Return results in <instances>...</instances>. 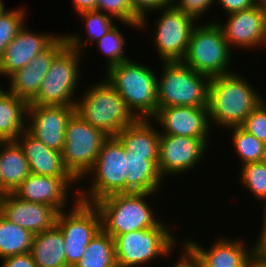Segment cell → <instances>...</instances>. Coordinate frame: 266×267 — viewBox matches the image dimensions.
I'll return each mask as SVG.
<instances>
[{
    "label": "cell",
    "instance_id": "obj_49",
    "mask_svg": "<svg viewBox=\"0 0 266 267\" xmlns=\"http://www.w3.org/2000/svg\"><path fill=\"white\" fill-rule=\"evenodd\" d=\"M257 4H259L260 2L264 1V0H254Z\"/></svg>",
    "mask_w": 266,
    "mask_h": 267
},
{
    "label": "cell",
    "instance_id": "obj_27",
    "mask_svg": "<svg viewBox=\"0 0 266 267\" xmlns=\"http://www.w3.org/2000/svg\"><path fill=\"white\" fill-rule=\"evenodd\" d=\"M28 102L8 90L0 94V138L16 140L26 129Z\"/></svg>",
    "mask_w": 266,
    "mask_h": 267
},
{
    "label": "cell",
    "instance_id": "obj_28",
    "mask_svg": "<svg viewBox=\"0 0 266 267\" xmlns=\"http://www.w3.org/2000/svg\"><path fill=\"white\" fill-rule=\"evenodd\" d=\"M74 267H117L114 238L100 229Z\"/></svg>",
    "mask_w": 266,
    "mask_h": 267
},
{
    "label": "cell",
    "instance_id": "obj_42",
    "mask_svg": "<svg viewBox=\"0 0 266 267\" xmlns=\"http://www.w3.org/2000/svg\"><path fill=\"white\" fill-rule=\"evenodd\" d=\"M77 13L96 10L97 0H72Z\"/></svg>",
    "mask_w": 266,
    "mask_h": 267
},
{
    "label": "cell",
    "instance_id": "obj_16",
    "mask_svg": "<svg viewBox=\"0 0 266 267\" xmlns=\"http://www.w3.org/2000/svg\"><path fill=\"white\" fill-rule=\"evenodd\" d=\"M152 119L158 121L157 123L164 129L160 134L194 138H208L209 135L208 107H162L157 109Z\"/></svg>",
    "mask_w": 266,
    "mask_h": 267
},
{
    "label": "cell",
    "instance_id": "obj_12",
    "mask_svg": "<svg viewBox=\"0 0 266 267\" xmlns=\"http://www.w3.org/2000/svg\"><path fill=\"white\" fill-rule=\"evenodd\" d=\"M162 15L157 20L155 47L164 62L182 61L186 55L190 34L195 19L176 9L173 5L160 9Z\"/></svg>",
    "mask_w": 266,
    "mask_h": 267
},
{
    "label": "cell",
    "instance_id": "obj_17",
    "mask_svg": "<svg viewBox=\"0 0 266 267\" xmlns=\"http://www.w3.org/2000/svg\"><path fill=\"white\" fill-rule=\"evenodd\" d=\"M67 45L64 35L59 37L44 51L38 53L27 66L9 76V92L30 103L39 92L41 83L50 68L53 58Z\"/></svg>",
    "mask_w": 266,
    "mask_h": 267
},
{
    "label": "cell",
    "instance_id": "obj_32",
    "mask_svg": "<svg viewBox=\"0 0 266 267\" xmlns=\"http://www.w3.org/2000/svg\"><path fill=\"white\" fill-rule=\"evenodd\" d=\"M241 183L257 197L264 200L263 214L266 213V164L261 162L248 163L241 168Z\"/></svg>",
    "mask_w": 266,
    "mask_h": 267
},
{
    "label": "cell",
    "instance_id": "obj_22",
    "mask_svg": "<svg viewBox=\"0 0 266 267\" xmlns=\"http://www.w3.org/2000/svg\"><path fill=\"white\" fill-rule=\"evenodd\" d=\"M16 141L23 149L32 174L75 178L66 168L61 153L48 148L27 129L17 137Z\"/></svg>",
    "mask_w": 266,
    "mask_h": 267
},
{
    "label": "cell",
    "instance_id": "obj_50",
    "mask_svg": "<svg viewBox=\"0 0 266 267\" xmlns=\"http://www.w3.org/2000/svg\"><path fill=\"white\" fill-rule=\"evenodd\" d=\"M0 198H1V179H0Z\"/></svg>",
    "mask_w": 266,
    "mask_h": 267
},
{
    "label": "cell",
    "instance_id": "obj_43",
    "mask_svg": "<svg viewBox=\"0 0 266 267\" xmlns=\"http://www.w3.org/2000/svg\"><path fill=\"white\" fill-rule=\"evenodd\" d=\"M254 265L256 267H266V248L259 243L254 253Z\"/></svg>",
    "mask_w": 266,
    "mask_h": 267
},
{
    "label": "cell",
    "instance_id": "obj_23",
    "mask_svg": "<svg viewBox=\"0 0 266 267\" xmlns=\"http://www.w3.org/2000/svg\"><path fill=\"white\" fill-rule=\"evenodd\" d=\"M125 154V193L156 192L162 182L158 170L159 156H139L126 150Z\"/></svg>",
    "mask_w": 266,
    "mask_h": 267
},
{
    "label": "cell",
    "instance_id": "obj_34",
    "mask_svg": "<svg viewBox=\"0 0 266 267\" xmlns=\"http://www.w3.org/2000/svg\"><path fill=\"white\" fill-rule=\"evenodd\" d=\"M125 36L121 33L117 26L100 38L96 43L99 45L101 52L108 57L107 69L118 65L121 62L128 61V57L124 55Z\"/></svg>",
    "mask_w": 266,
    "mask_h": 267
},
{
    "label": "cell",
    "instance_id": "obj_51",
    "mask_svg": "<svg viewBox=\"0 0 266 267\" xmlns=\"http://www.w3.org/2000/svg\"><path fill=\"white\" fill-rule=\"evenodd\" d=\"M4 90L2 89V87L0 88V94L3 92Z\"/></svg>",
    "mask_w": 266,
    "mask_h": 267
},
{
    "label": "cell",
    "instance_id": "obj_30",
    "mask_svg": "<svg viewBox=\"0 0 266 267\" xmlns=\"http://www.w3.org/2000/svg\"><path fill=\"white\" fill-rule=\"evenodd\" d=\"M78 14L86 22V32L88 33L87 40H84V43H82V38L79 34H70L65 36L67 39V44L72 49H75L81 53L82 51H84L86 45L89 44L87 42H97L105 34L109 33L111 29L115 26V24L112 21L113 18H111L113 16L103 13L101 11H83Z\"/></svg>",
    "mask_w": 266,
    "mask_h": 267
},
{
    "label": "cell",
    "instance_id": "obj_39",
    "mask_svg": "<svg viewBox=\"0 0 266 267\" xmlns=\"http://www.w3.org/2000/svg\"><path fill=\"white\" fill-rule=\"evenodd\" d=\"M1 267H36L31 253L13 255L2 259Z\"/></svg>",
    "mask_w": 266,
    "mask_h": 267
},
{
    "label": "cell",
    "instance_id": "obj_25",
    "mask_svg": "<svg viewBox=\"0 0 266 267\" xmlns=\"http://www.w3.org/2000/svg\"><path fill=\"white\" fill-rule=\"evenodd\" d=\"M160 131L155 130L149 119H137L123 128L115 137L128 152L139 156H159Z\"/></svg>",
    "mask_w": 266,
    "mask_h": 267
},
{
    "label": "cell",
    "instance_id": "obj_2",
    "mask_svg": "<svg viewBox=\"0 0 266 267\" xmlns=\"http://www.w3.org/2000/svg\"><path fill=\"white\" fill-rule=\"evenodd\" d=\"M105 80L119 93L137 119H150L156 114V73L133 60L121 62L107 70ZM137 112V113H136ZM139 113V114H138Z\"/></svg>",
    "mask_w": 266,
    "mask_h": 267
},
{
    "label": "cell",
    "instance_id": "obj_44",
    "mask_svg": "<svg viewBox=\"0 0 266 267\" xmlns=\"http://www.w3.org/2000/svg\"><path fill=\"white\" fill-rule=\"evenodd\" d=\"M263 226H262V230H261V234H260V243L266 248V213L263 214Z\"/></svg>",
    "mask_w": 266,
    "mask_h": 267
},
{
    "label": "cell",
    "instance_id": "obj_10",
    "mask_svg": "<svg viewBox=\"0 0 266 267\" xmlns=\"http://www.w3.org/2000/svg\"><path fill=\"white\" fill-rule=\"evenodd\" d=\"M82 55L68 44L53 58L39 92L30 104L75 106L73 101L79 76V61Z\"/></svg>",
    "mask_w": 266,
    "mask_h": 267
},
{
    "label": "cell",
    "instance_id": "obj_45",
    "mask_svg": "<svg viewBox=\"0 0 266 267\" xmlns=\"http://www.w3.org/2000/svg\"><path fill=\"white\" fill-rule=\"evenodd\" d=\"M259 5L262 11L263 30L266 37V0L260 2Z\"/></svg>",
    "mask_w": 266,
    "mask_h": 267
},
{
    "label": "cell",
    "instance_id": "obj_3",
    "mask_svg": "<svg viewBox=\"0 0 266 267\" xmlns=\"http://www.w3.org/2000/svg\"><path fill=\"white\" fill-rule=\"evenodd\" d=\"M90 88L75 105V112L87 123L109 137H115L137 120L125 100L106 80Z\"/></svg>",
    "mask_w": 266,
    "mask_h": 267
},
{
    "label": "cell",
    "instance_id": "obj_9",
    "mask_svg": "<svg viewBox=\"0 0 266 267\" xmlns=\"http://www.w3.org/2000/svg\"><path fill=\"white\" fill-rule=\"evenodd\" d=\"M162 221L154 228L140 229L114 237L117 267H134L151 262L156 257L167 256L176 245Z\"/></svg>",
    "mask_w": 266,
    "mask_h": 267
},
{
    "label": "cell",
    "instance_id": "obj_41",
    "mask_svg": "<svg viewBox=\"0 0 266 267\" xmlns=\"http://www.w3.org/2000/svg\"><path fill=\"white\" fill-rule=\"evenodd\" d=\"M183 251L185 252L182 257H180L174 267H198L199 258L193 252V250L185 243Z\"/></svg>",
    "mask_w": 266,
    "mask_h": 267
},
{
    "label": "cell",
    "instance_id": "obj_36",
    "mask_svg": "<svg viewBox=\"0 0 266 267\" xmlns=\"http://www.w3.org/2000/svg\"><path fill=\"white\" fill-rule=\"evenodd\" d=\"M248 133L266 144V102L261 101L241 125Z\"/></svg>",
    "mask_w": 266,
    "mask_h": 267
},
{
    "label": "cell",
    "instance_id": "obj_7",
    "mask_svg": "<svg viewBox=\"0 0 266 267\" xmlns=\"http://www.w3.org/2000/svg\"><path fill=\"white\" fill-rule=\"evenodd\" d=\"M101 130L87 123L76 112L66 124L61 155L66 168L81 180L93 167L103 143L108 139Z\"/></svg>",
    "mask_w": 266,
    "mask_h": 267
},
{
    "label": "cell",
    "instance_id": "obj_21",
    "mask_svg": "<svg viewBox=\"0 0 266 267\" xmlns=\"http://www.w3.org/2000/svg\"><path fill=\"white\" fill-rule=\"evenodd\" d=\"M237 241L219 239L209 250H205L193 240H187L185 243L206 267H251L254 264V253L260 243V236L251 249H247L243 242Z\"/></svg>",
    "mask_w": 266,
    "mask_h": 267
},
{
    "label": "cell",
    "instance_id": "obj_37",
    "mask_svg": "<svg viewBox=\"0 0 266 267\" xmlns=\"http://www.w3.org/2000/svg\"><path fill=\"white\" fill-rule=\"evenodd\" d=\"M177 1V3H176ZM172 5L184 12L185 14L193 17L195 20L199 19L204 12H206L212 3L217 2L216 0H172ZM176 4H175V3Z\"/></svg>",
    "mask_w": 266,
    "mask_h": 267
},
{
    "label": "cell",
    "instance_id": "obj_13",
    "mask_svg": "<svg viewBox=\"0 0 266 267\" xmlns=\"http://www.w3.org/2000/svg\"><path fill=\"white\" fill-rule=\"evenodd\" d=\"M207 144V138L160 134L158 170L161 177L194 168L202 160Z\"/></svg>",
    "mask_w": 266,
    "mask_h": 267
},
{
    "label": "cell",
    "instance_id": "obj_5",
    "mask_svg": "<svg viewBox=\"0 0 266 267\" xmlns=\"http://www.w3.org/2000/svg\"><path fill=\"white\" fill-rule=\"evenodd\" d=\"M157 79L158 109L171 106L208 107L210 77L182 61L164 62Z\"/></svg>",
    "mask_w": 266,
    "mask_h": 267
},
{
    "label": "cell",
    "instance_id": "obj_52",
    "mask_svg": "<svg viewBox=\"0 0 266 267\" xmlns=\"http://www.w3.org/2000/svg\"><path fill=\"white\" fill-rule=\"evenodd\" d=\"M3 141H4V140L0 138V145L2 144Z\"/></svg>",
    "mask_w": 266,
    "mask_h": 267
},
{
    "label": "cell",
    "instance_id": "obj_15",
    "mask_svg": "<svg viewBox=\"0 0 266 267\" xmlns=\"http://www.w3.org/2000/svg\"><path fill=\"white\" fill-rule=\"evenodd\" d=\"M0 213L10 222L29 230L33 235L53 229L59 211L46 204L29 202L6 193L0 198Z\"/></svg>",
    "mask_w": 266,
    "mask_h": 267
},
{
    "label": "cell",
    "instance_id": "obj_26",
    "mask_svg": "<svg viewBox=\"0 0 266 267\" xmlns=\"http://www.w3.org/2000/svg\"><path fill=\"white\" fill-rule=\"evenodd\" d=\"M30 253L36 267H68L64 235L57 226L34 234Z\"/></svg>",
    "mask_w": 266,
    "mask_h": 267
},
{
    "label": "cell",
    "instance_id": "obj_4",
    "mask_svg": "<svg viewBox=\"0 0 266 267\" xmlns=\"http://www.w3.org/2000/svg\"><path fill=\"white\" fill-rule=\"evenodd\" d=\"M152 193H118L102 198L93 204L101 218V229L112 238L123 233L154 228L161 221L144 200Z\"/></svg>",
    "mask_w": 266,
    "mask_h": 267
},
{
    "label": "cell",
    "instance_id": "obj_19",
    "mask_svg": "<svg viewBox=\"0 0 266 267\" xmlns=\"http://www.w3.org/2000/svg\"><path fill=\"white\" fill-rule=\"evenodd\" d=\"M76 178H58L30 174L13 194L25 201L37 202L62 211L67 203L68 188Z\"/></svg>",
    "mask_w": 266,
    "mask_h": 267
},
{
    "label": "cell",
    "instance_id": "obj_29",
    "mask_svg": "<svg viewBox=\"0 0 266 267\" xmlns=\"http://www.w3.org/2000/svg\"><path fill=\"white\" fill-rule=\"evenodd\" d=\"M33 234L0 213V258L26 254L31 251Z\"/></svg>",
    "mask_w": 266,
    "mask_h": 267
},
{
    "label": "cell",
    "instance_id": "obj_11",
    "mask_svg": "<svg viewBox=\"0 0 266 267\" xmlns=\"http://www.w3.org/2000/svg\"><path fill=\"white\" fill-rule=\"evenodd\" d=\"M74 203L68 215L64 210L59 212L56 223L64 235L68 267L76 265L89 242L101 229L100 214L94 204L78 198Z\"/></svg>",
    "mask_w": 266,
    "mask_h": 267
},
{
    "label": "cell",
    "instance_id": "obj_38",
    "mask_svg": "<svg viewBox=\"0 0 266 267\" xmlns=\"http://www.w3.org/2000/svg\"><path fill=\"white\" fill-rule=\"evenodd\" d=\"M133 10L141 17L139 26H146V12L149 10H159L172 5V0H130Z\"/></svg>",
    "mask_w": 266,
    "mask_h": 267
},
{
    "label": "cell",
    "instance_id": "obj_40",
    "mask_svg": "<svg viewBox=\"0 0 266 267\" xmlns=\"http://www.w3.org/2000/svg\"><path fill=\"white\" fill-rule=\"evenodd\" d=\"M226 13L247 10L257 3L254 0H217Z\"/></svg>",
    "mask_w": 266,
    "mask_h": 267
},
{
    "label": "cell",
    "instance_id": "obj_8",
    "mask_svg": "<svg viewBox=\"0 0 266 267\" xmlns=\"http://www.w3.org/2000/svg\"><path fill=\"white\" fill-rule=\"evenodd\" d=\"M90 173L95 176L90 191L79 190V200L93 204L107 196L125 193L126 154L123 144L116 137H108L103 143L93 167L86 175Z\"/></svg>",
    "mask_w": 266,
    "mask_h": 267
},
{
    "label": "cell",
    "instance_id": "obj_6",
    "mask_svg": "<svg viewBox=\"0 0 266 267\" xmlns=\"http://www.w3.org/2000/svg\"><path fill=\"white\" fill-rule=\"evenodd\" d=\"M231 49L216 21L194 26L186 55L182 62L210 78L231 72ZM229 70V71H228Z\"/></svg>",
    "mask_w": 266,
    "mask_h": 267
},
{
    "label": "cell",
    "instance_id": "obj_48",
    "mask_svg": "<svg viewBox=\"0 0 266 267\" xmlns=\"http://www.w3.org/2000/svg\"><path fill=\"white\" fill-rule=\"evenodd\" d=\"M198 267H206L199 259Z\"/></svg>",
    "mask_w": 266,
    "mask_h": 267
},
{
    "label": "cell",
    "instance_id": "obj_18",
    "mask_svg": "<svg viewBox=\"0 0 266 267\" xmlns=\"http://www.w3.org/2000/svg\"><path fill=\"white\" fill-rule=\"evenodd\" d=\"M226 24L218 25L229 47L254 48L266 42L263 30L262 11L259 4L228 14Z\"/></svg>",
    "mask_w": 266,
    "mask_h": 267
},
{
    "label": "cell",
    "instance_id": "obj_14",
    "mask_svg": "<svg viewBox=\"0 0 266 267\" xmlns=\"http://www.w3.org/2000/svg\"><path fill=\"white\" fill-rule=\"evenodd\" d=\"M74 112L75 106L29 103L27 116L31 117V123H27L26 129L48 148L61 153L65 142L66 124Z\"/></svg>",
    "mask_w": 266,
    "mask_h": 267
},
{
    "label": "cell",
    "instance_id": "obj_33",
    "mask_svg": "<svg viewBox=\"0 0 266 267\" xmlns=\"http://www.w3.org/2000/svg\"><path fill=\"white\" fill-rule=\"evenodd\" d=\"M24 9H4L0 13V58L4 55L6 47L24 26Z\"/></svg>",
    "mask_w": 266,
    "mask_h": 267
},
{
    "label": "cell",
    "instance_id": "obj_47",
    "mask_svg": "<svg viewBox=\"0 0 266 267\" xmlns=\"http://www.w3.org/2000/svg\"><path fill=\"white\" fill-rule=\"evenodd\" d=\"M4 9H6V8L4 7L3 1L0 0V13H1Z\"/></svg>",
    "mask_w": 266,
    "mask_h": 267
},
{
    "label": "cell",
    "instance_id": "obj_1",
    "mask_svg": "<svg viewBox=\"0 0 266 267\" xmlns=\"http://www.w3.org/2000/svg\"><path fill=\"white\" fill-rule=\"evenodd\" d=\"M239 74L213 76L209 82V121L221 127L241 126L246 117L263 100Z\"/></svg>",
    "mask_w": 266,
    "mask_h": 267
},
{
    "label": "cell",
    "instance_id": "obj_20",
    "mask_svg": "<svg viewBox=\"0 0 266 267\" xmlns=\"http://www.w3.org/2000/svg\"><path fill=\"white\" fill-rule=\"evenodd\" d=\"M26 24L6 47L0 58V74L8 77L15 71L27 66L42 51L46 50L59 36L39 34L26 30Z\"/></svg>",
    "mask_w": 266,
    "mask_h": 267
},
{
    "label": "cell",
    "instance_id": "obj_35",
    "mask_svg": "<svg viewBox=\"0 0 266 267\" xmlns=\"http://www.w3.org/2000/svg\"><path fill=\"white\" fill-rule=\"evenodd\" d=\"M96 10L106 12L126 25L140 28L141 17L133 10L130 0H97Z\"/></svg>",
    "mask_w": 266,
    "mask_h": 267
},
{
    "label": "cell",
    "instance_id": "obj_31",
    "mask_svg": "<svg viewBox=\"0 0 266 267\" xmlns=\"http://www.w3.org/2000/svg\"><path fill=\"white\" fill-rule=\"evenodd\" d=\"M230 128H233L232 142L234 143L235 151L242 160V166L248 163L261 162L266 144L248 133L241 126Z\"/></svg>",
    "mask_w": 266,
    "mask_h": 267
},
{
    "label": "cell",
    "instance_id": "obj_46",
    "mask_svg": "<svg viewBox=\"0 0 266 267\" xmlns=\"http://www.w3.org/2000/svg\"><path fill=\"white\" fill-rule=\"evenodd\" d=\"M262 162L266 164V145H265V149H264V153H263Z\"/></svg>",
    "mask_w": 266,
    "mask_h": 267
},
{
    "label": "cell",
    "instance_id": "obj_24",
    "mask_svg": "<svg viewBox=\"0 0 266 267\" xmlns=\"http://www.w3.org/2000/svg\"><path fill=\"white\" fill-rule=\"evenodd\" d=\"M30 174L29 163L19 143L3 141L0 145L1 197L13 193Z\"/></svg>",
    "mask_w": 266,
    "mask_h": 267
}]
</instances>
